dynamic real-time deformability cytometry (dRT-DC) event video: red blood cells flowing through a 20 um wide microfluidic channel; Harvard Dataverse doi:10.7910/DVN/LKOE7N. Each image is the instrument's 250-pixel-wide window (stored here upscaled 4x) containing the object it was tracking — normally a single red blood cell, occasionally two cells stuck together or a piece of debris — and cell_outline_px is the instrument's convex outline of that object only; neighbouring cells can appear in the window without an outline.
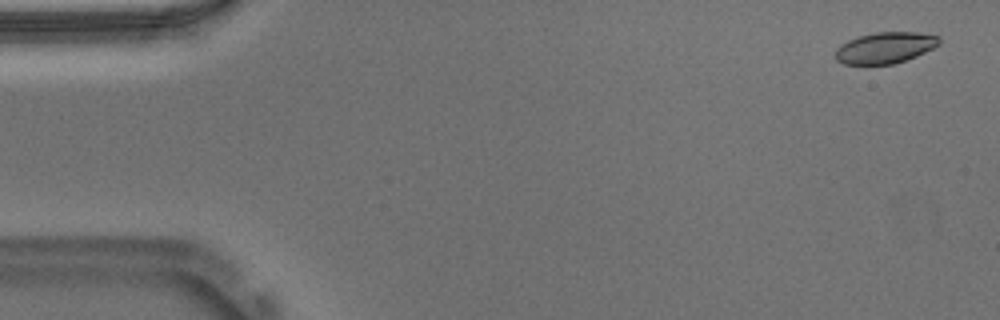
{"species": "Egyptian fruit bat (a non-hibernating species)", "species_latin": "Rousettus aegyptiacus", "temperature_condition": "warm", "stored_images_in_passage": 54, "camera_frame_rate_fps": 3000, "um_per_image_px": 0.085, "animal": {"sex": "male"}, "frame": {"image": 1, "passage_image": 2, "time_ms": 0.333, "image_size_px": [1000, 320], "cell_outline_px": [[940, 44], [916, 56], [892, 64], [844, 64], [836, 60], [836, 48], [840, 44], [848, 40], [860, 36], [876, 32], [916, 32], [940, 36]], "centroid_in_image_um": [75.23, 4.05], "position_along_channel_um": 9.8, "area_um2": 18.73}}
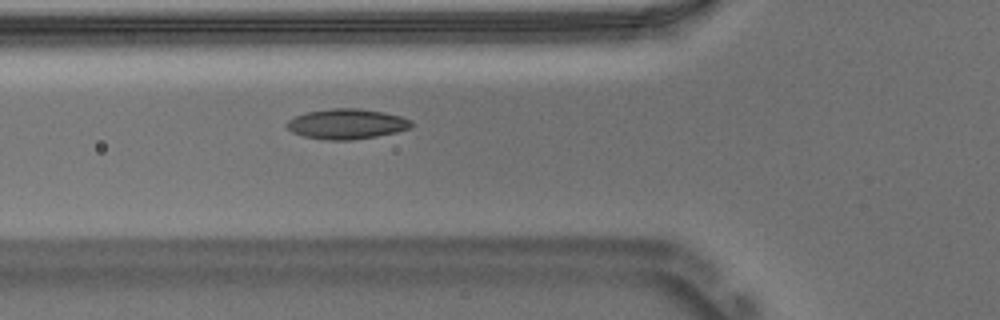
{"frame": {"image": 2, "passage_image": 19, "time_ms": 6.0, "image_size_px": [1000, 320], "cell_outline_px": [[412, 128], [396, 132], [376, 136], [352, 140], [328, 140], [304, 136], [292, 132], [284, 124], [288, 120], [296, 116], [308, 112], [328, 108], [360, 108], [384, 112], [400, 116], [412, 120]], "centroid_in_image_um": [29.48, 10.53], "position_along_channel_um": 96.3, "area_um2": 21.96}}
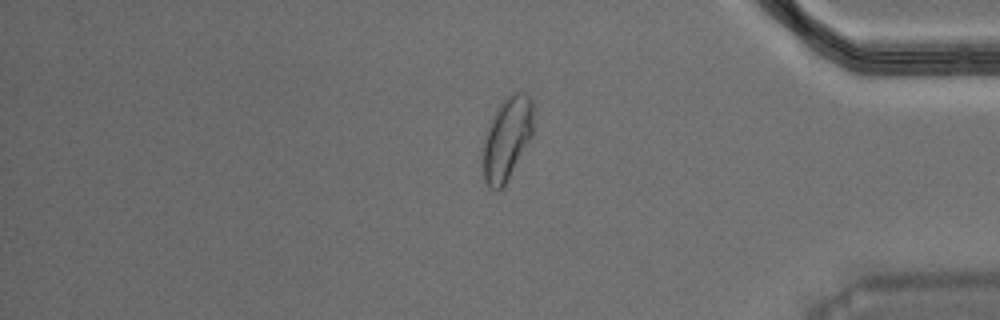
{"frame": {"image": 3, "passage_image": 45, "time_ms": 14.667, "image_size_px": [1000, 320], "cell_outline_px": [[532, 136], [504, 184], [496, 192], [488, 188], [484, 180], [480, 152], [484, 136], [496, 108], [512, 92], [524, 92], [532, 100]], "centroid_in_image_um": [43.03, 11.8], "position_along_channel_um": 392.2, "area_um2": 24.51}, "authors_computed_cell_mechanics": {"area_um2": 20.8947, "velocity_mm_per_s": 3.7129, "shape_relaxation_time_tau1_ms": 4.6893, "shape_relaxation_time_tau2_ms": 1.5304, "deformation_change_tau1": 0.1501, "deformation_change_tau2": 0.0539}}